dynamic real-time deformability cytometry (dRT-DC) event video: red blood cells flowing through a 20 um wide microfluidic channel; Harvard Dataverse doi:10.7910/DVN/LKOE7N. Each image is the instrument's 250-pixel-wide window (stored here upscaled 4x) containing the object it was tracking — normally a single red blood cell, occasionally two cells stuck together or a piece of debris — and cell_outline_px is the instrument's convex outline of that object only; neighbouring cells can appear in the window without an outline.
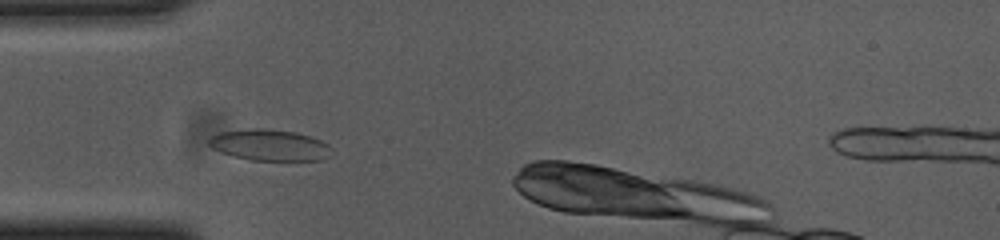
{"species": "common noctule bat (a hibernating species)", "species_latin": "Nyctalus noctula", "temperature_condition": "cold", "stored_images_in_passage": 22, "camera_frame_rate_fps": 3000, "um_per_image_px": 0.085, "animal": {"sex": "female", "body_mass_g": 23.0, "forearm_length_mm": 53.4}, "frame": {"image": 1, "passage_image": 9, "time_ms": 2.667, "image_size_px": [1000, 240], "cell_outline_px": [[332, 156], [324, 160], [252, 160], [232, 156], [220, 152], [212, 148], [208, 144], [208, 140], [212, 136], [220, 132], [248, 128], [264, 128], [296, 132], [312, 136], [328, 144], [332, 148]], "centroid_in_image_um": [22.95, 12.33], "position_along_channel_um": 62.0, "area_um2": 22.66}}
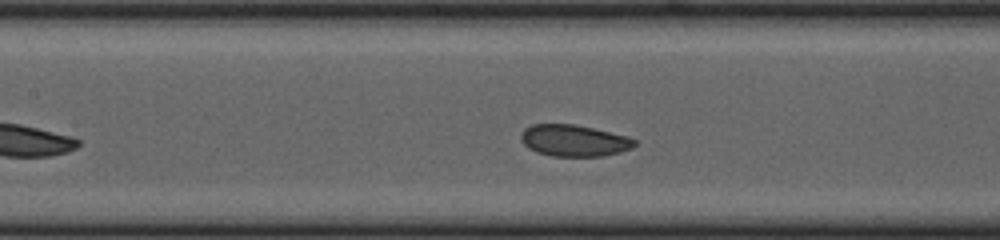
{"frame": {"image": 2, "passage_image": 17, "time_ms": 5.333, "image_size_px": [1000, 240], "cell_outline_px": [[636, 144], [632, 148], [620, 152], [604, 156], [552, 156], [536, 152], [528, 148], [520, 140], [520, 136], [524, 128], [532, 124], [576, 124], [628, 136], [636, 140]], "centroid_in_image_um": [48.78, 11.94], "position_along_channel_um": 158.6, "area_um2": 21.1}}
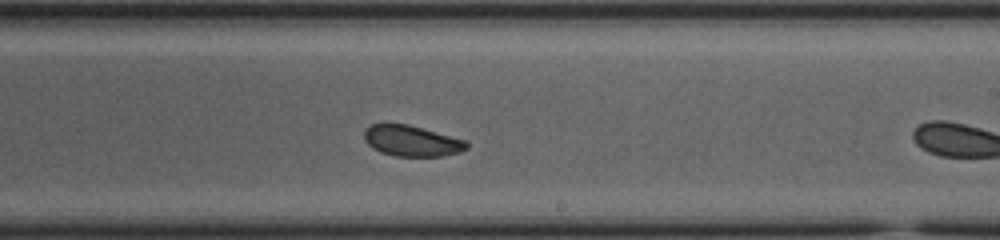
{"frame": {"image": 3, "passage_image": 21, "time_ms": 6.667, "image_size_px": [1000, 240], "cell_outline_px": [[468, 148], [460, 152], [440, 156], [396, 156], [380, 152], [372, 148], [364, 140], [364, 128], [372, 124], [384, 120], [408, 124], [468, 140]], "centroid_in_image_um": [34.95, 11.93], "position_along_channel_um": 254.1, "area_um2": 19.07}}